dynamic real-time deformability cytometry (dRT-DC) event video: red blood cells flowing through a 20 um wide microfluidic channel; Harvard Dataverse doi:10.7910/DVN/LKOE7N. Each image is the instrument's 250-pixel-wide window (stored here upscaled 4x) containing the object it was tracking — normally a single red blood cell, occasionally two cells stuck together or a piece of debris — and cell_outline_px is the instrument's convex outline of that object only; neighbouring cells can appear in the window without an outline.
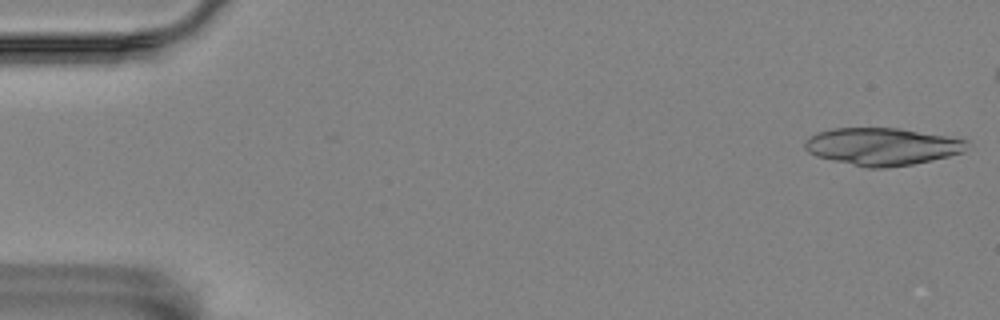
{"species": "Egyptian fruit bat (a non-hibernating species)", "species_latin": "Rousettus aegyptiacus", "temperature_condition": "room temperature", "stored_images_in_passage": 11, "camera_frame_rate_fps": 3000, "um_per_image_px": 0.085, "animal": {"sex": "female"}, "frame": {"image": 1, "passage_image": 1, "time_ms": 0.0, "image_size_px": [1000, 320], "cell_outline_px": [[968, 140], [964, 152], [932, 160], [912, 164], [888, 168], [868, 168], [832, 160], [816, 156], [808, 152], [804, 148], [804, 140], [808, 136], [816, 132], [832, 128], [900, 128]], "centroid_in_image_um": [74.93, 12.45], "position_along_channel_um": 10.1, "area_um2": 35.43}}